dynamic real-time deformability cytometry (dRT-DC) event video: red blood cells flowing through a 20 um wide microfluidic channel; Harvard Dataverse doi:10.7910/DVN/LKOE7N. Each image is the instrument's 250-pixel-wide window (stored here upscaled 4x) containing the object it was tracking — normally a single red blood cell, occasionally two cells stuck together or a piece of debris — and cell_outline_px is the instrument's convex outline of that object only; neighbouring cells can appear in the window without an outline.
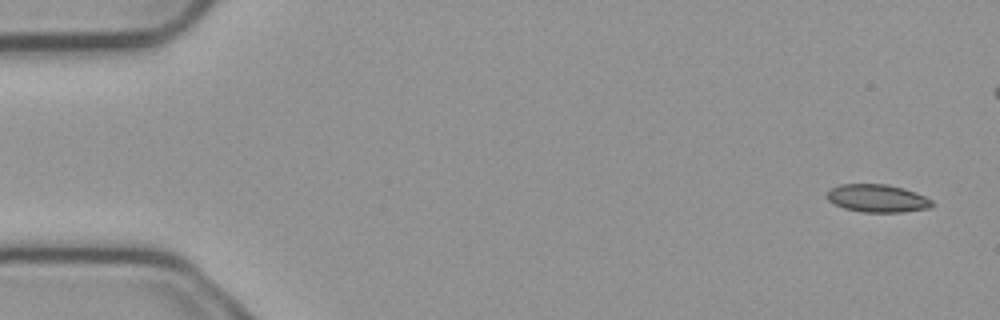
{"species": "common noctule bat (a hibernating species)", "species_latin": "Nyctalus noctula", "temperature_condition": "cold", "stored_images_in_passage": 5, "camera_frame_rate_fps": 3000, "um_per_image_px": 0.085, "animal": {"sex": "male", "body_mass_g": 23.1, "forearm_length_mm": 52.7}, "frame": {"image": 1, "passage_image": 1, "time_ms": 0.0, "image_size_px": [1000, 320], "cell_outline_px": [[932, 204], [928, 208], [904, 212], [860, 212], [844, 208], [828, 200], [828, 192], [832, 188], [840, 184], [888, 184], [916, 192], [932, 200]], "centroid_in_image_um": [74.58, 16.86], "position_along_channel_um": 10.4, "area_um2": 16.88}}
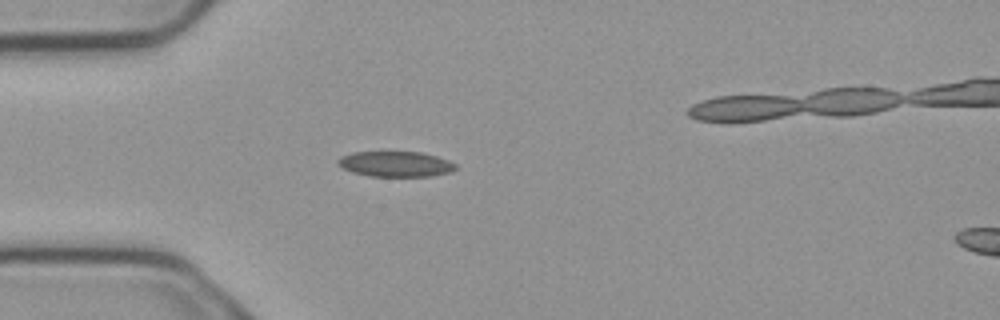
{"frame": {"image": 2, "passage_image": 4, "time_ms": 1.0, "image_size_px": [1000, 320], "cell_outline_px": [[456, 168], [452, 172], [432, 176], [368, 176], [352, 172], [336, 164], [336, 160], [340, 156], [352, 152], [420, 152], [436, 156], [448, 160], [456, 164]], "centroid_in_image_um": [33.6, 13.94], "position_along_channel_um": 51.4, "area_um2": 17.51}}